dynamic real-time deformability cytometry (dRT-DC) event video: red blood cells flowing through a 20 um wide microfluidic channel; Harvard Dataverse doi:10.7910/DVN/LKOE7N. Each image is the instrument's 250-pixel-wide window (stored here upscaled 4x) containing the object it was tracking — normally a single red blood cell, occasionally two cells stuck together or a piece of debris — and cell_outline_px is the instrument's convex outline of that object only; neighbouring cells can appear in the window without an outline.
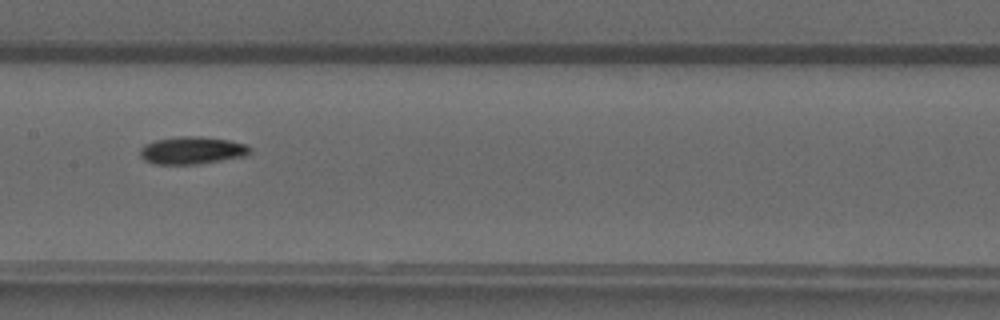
{"species": "common noctule bat (a hibernating species)", "species_latin": "Nyctalus noctula", "temperature_condition": "warm", "stored_images_in_passage": 38, "camera_frame_rate_fps": 3000, "um_per_image_px": 0.085, "animal": {"sex": "male", "forearm_length_mm": 52.5}, "frame": {"image": 1, "passage_image": 13, "time_ms": 4.0, "image_size_px": [1000, 320], "cell_outline_px": [[252, 148], [244, 156], [196, 164], [152, 164], [144, 160], [140, 156], [140, 148], [144, 144], [156, 140], [180, 136], [200, 136], [228, 140], [244, 144]], "centroid_in_image_um": [16.26, 12.78], "position_along_channel_um": 191.1, "area_um2": 17.46}}
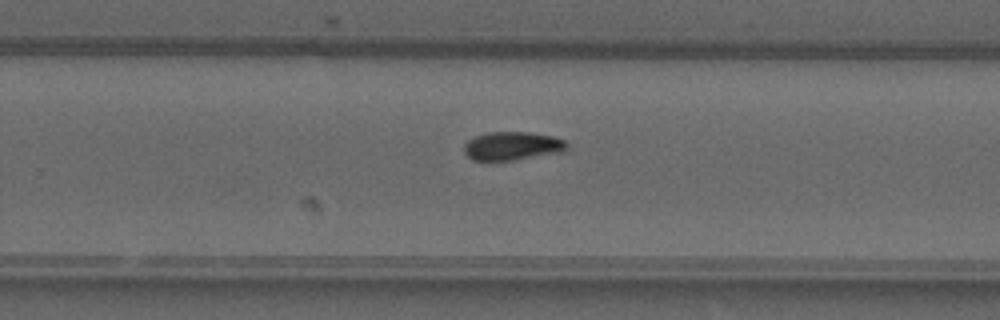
{"frame": {"image": 2, "passage_image": 20, "time_ms": 6.333, "image_size_px": [1000, 320], "cell_outline_px": [[568, 148], [564, 152], [516, 160], [472, 160], [464, 152], [464, 144], [468, 140], [476, 136], [488, 132], [528, 132], [552, 136], [564, 140], [568, 144]], "centroid_in_image_um": [43.57, 12.41], "position_along_channel_um": 286.2, "area_um2": 17.17}}
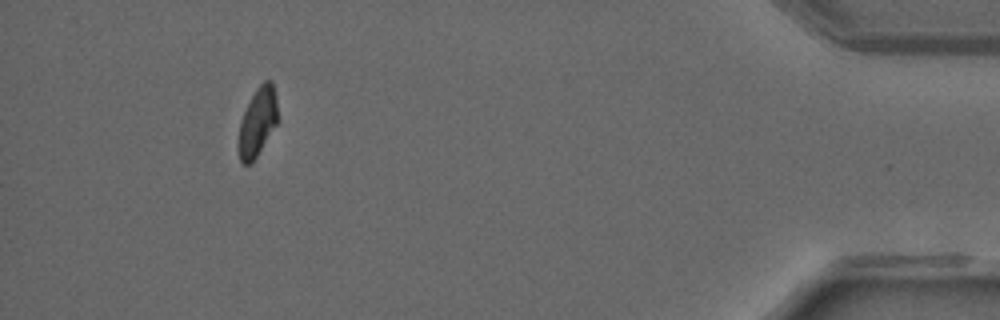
{"frame": {"image": 3, "passage_image": 34, "time_ms": 11.0, "image_size_px": [1000, 320], "cell_outline_px": [[276, 124], [252, 164], [244, 164], [240, 160], [240, 124], [244, 112], [256, 88], [264, 80], [272, 80], [276, 96]], "centroid_in_image_um": [21.91, 10.34], "position_along_channel_um": 413.3, "area_um2": 15.03}, "authors_computed_cell_mechanics": {"area_um2": 16.9932, "velocity_mm_per_s": 4.1119, "shape_relaxation_time_tau1_ms": 8.7177, "shape_relaxation_time_tau2_ms": 2.7642, "deformation_change_tau1": 0.2099, "deformation_change_tau2": 0.0686}}